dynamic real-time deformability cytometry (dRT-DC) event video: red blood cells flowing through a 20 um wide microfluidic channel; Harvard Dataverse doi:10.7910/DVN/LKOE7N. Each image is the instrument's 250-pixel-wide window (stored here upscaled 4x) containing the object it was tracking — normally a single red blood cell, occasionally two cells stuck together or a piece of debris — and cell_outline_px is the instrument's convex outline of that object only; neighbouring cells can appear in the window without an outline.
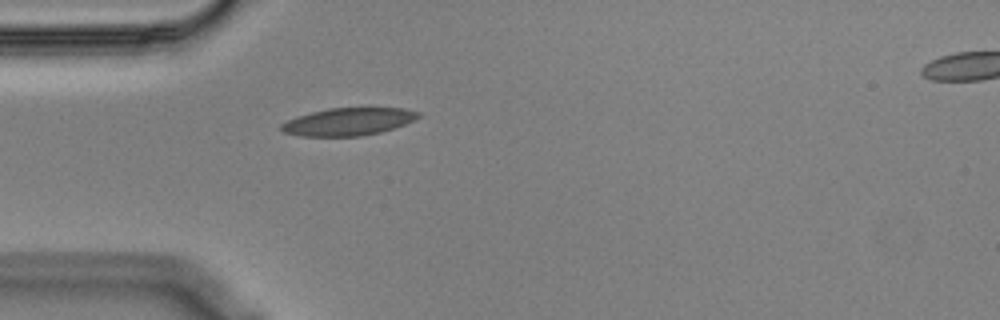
{"species": "Egyptian fruit bat (a non-hibernating species)", "species_latin": "Rousettus aegyptiacus", "temperature_condition": "cold", "stored_images_in_passage": 41, "camera_frame_rate_fps": 3000, "um_per_image_px": 0.085, "animal": {"sex": "male"}, "frame": {"image": 1, "passage_image": 1, "time_ms": 0.0, "image_size_px": [1000, 320], "cell_outline_px": [[424, 116], [416, 120], [380, 132], [360, 136], [300, 136], [284, 132], [280, 128], [280, 124], [296, 116], [328, 108], [404, 108], [420, 112]], "centroid_in_image_um": [29.63, 10.33], "position_along_channel_um": 55.4, "area_um2": 22.08}}
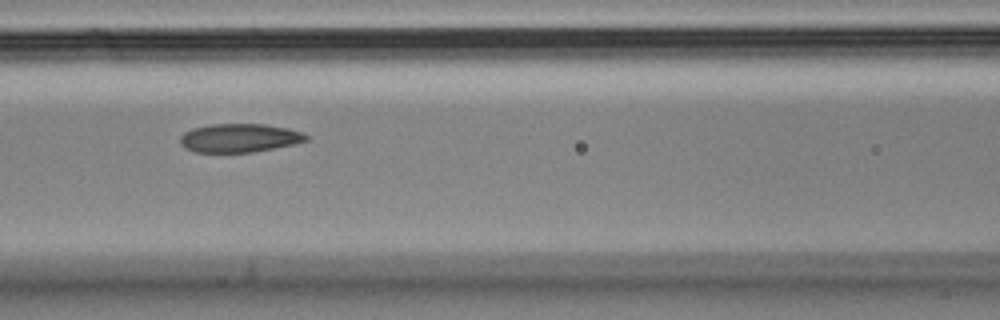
{"frame": {"image": 2, "passage_image": 9, "time_ms": 2.667, "image_size_px": [1000, 320], "cell_outline_px": [[308, 140], [292, 144], [252, 152], [196, 152], [184, 148], [180, 144], [180, 136], [184, 132], [192, 128], [212, 124], [264, 124], [288, 128], [304, 132], [308, 136]], "centroid_in_image_um": [20.33, 11.72], "position_along_channel_um": 146.3, "area_um2": 20.98}}
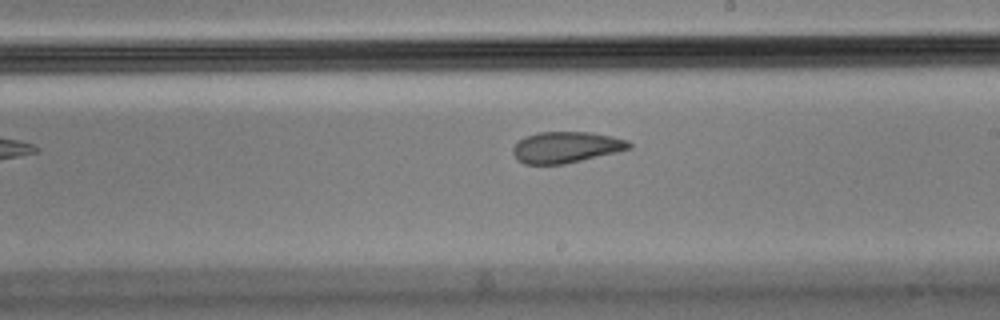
{"frame": {"image": 3, "passage_image": 17, "time_ms": 5.333, "image_size_px": [1000, 320], "cell_outline_px": [[632, 148], [616, 152], [564, 164], [524, 164], [516, 160], [512, 152], [512, 148], [524, 136], [536, 132], [588, 132], [612, 136], [628, 140], [632, 144]], "centroid_in_image_um": [48.09, 12.51], "position_along_channel_um": 240.9, "area_um2": 21.15}, "authors_computed_cell_mechanics": {"area_um2": 22.1374, "velocity_mm_per_s": 3.5539, "shape_relaxation_time_tau1_ms": null, "shape_relaxation_time_tau2_ms": 2.4439, "deformation_change_tau1": null, "deformation_change_tau2": 0.0856}}